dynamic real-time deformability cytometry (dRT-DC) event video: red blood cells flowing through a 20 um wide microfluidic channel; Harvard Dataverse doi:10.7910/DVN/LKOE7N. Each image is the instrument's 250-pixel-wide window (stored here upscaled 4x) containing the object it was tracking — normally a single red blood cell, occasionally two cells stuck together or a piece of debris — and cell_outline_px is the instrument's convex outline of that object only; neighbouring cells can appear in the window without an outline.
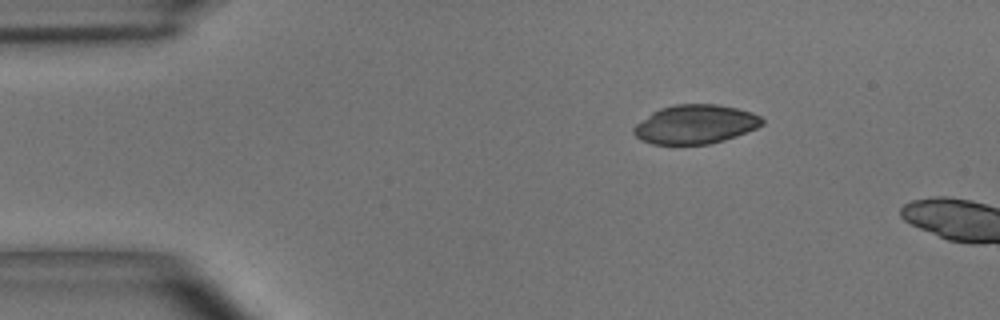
{"species": "common noctule bat (a hibernating species)", "species_latin": "Nyctalus noctula", "temperature_condition": "room temperature", "stored_images_in_passage": 4, "camera_frame_rate_fps": 3000, "um_per_image_px": 0.085, "animal": {"sex": "male", "body_mass_g": 15.6}, "frame": {"image": 1, "passage_image": 1, "time_ms": 0.0, "image_size_px": [1000, 320], "cell_outline_px": [[764, 124], [756, 128], [736, 136], [724, 140], [708, 144], [652, 144], [640, 140], [632, 132], [632, 128], [636, 124], [652, 112], [660, 108], [676, 104], [720, 104], [752, 112], [760, 116], [764, 120]], "centroid_in_image_um": [59.1, 10.56], "position_along_channel_um": 25.9, "area_um2": 29.25}}